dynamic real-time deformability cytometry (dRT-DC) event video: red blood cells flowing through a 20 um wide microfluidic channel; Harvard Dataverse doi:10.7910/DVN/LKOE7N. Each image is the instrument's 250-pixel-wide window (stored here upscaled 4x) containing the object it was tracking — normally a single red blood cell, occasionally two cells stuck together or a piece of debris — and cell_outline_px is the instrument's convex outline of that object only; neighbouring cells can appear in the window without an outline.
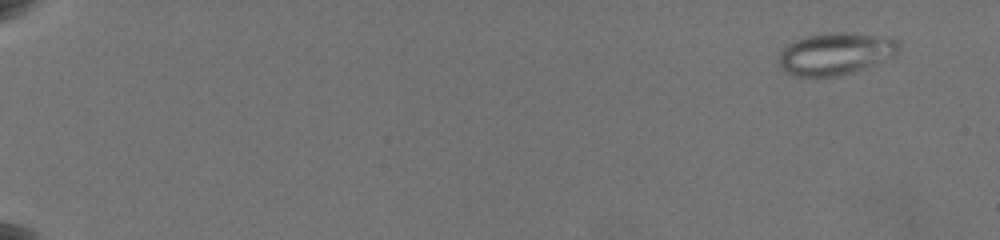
{"species": "common noctule bat (a hibernating species)", "species_latin": "Nyctalus noctula", "temperature_condition": "warm", "stored_images_in_passage": 50, "camera_frame_rate_fps": 3000, "um_per_image_px": 0.085, "animal": {"sex": "female", "body_mass_g": 19.5, "forearm_length_mm": 54.1}, "frame": {"image": 1, "passage_image": 1, "time_ms": 0.0, "image_size_px": [1000, 240], "cell_outline_px": [[900, 44], [892, 52], [848, 72], [836, 76], [800, 76], [788, 72], [780, 64], [780, 52], [792, 44], [808, 36], [840, 32], [896, 40]], "centroid_in_image_um": [70.86, 4.56], "position_along_channel_um": 14.1, "area_um2": 26.59}}
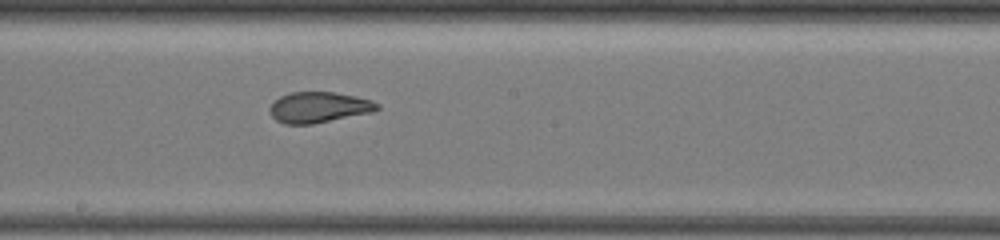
{"frame": {"image": 2, "passage_image": 35, "time_ms": 11.333, "image_size_px": [1000, 240], "cell_outline_px": [[380, 108], [368, 112], [312, 124], [284, 124], [276, 120], [272, 116], [268, 108], [280, 96], [292, 92], [332, 92], [356, 96], [372, 100], [380, 104]], "centroid_in_image_um": [27.07, 9.11], "position_along_channel_um": 221.1, "area_um2": 18.96}}
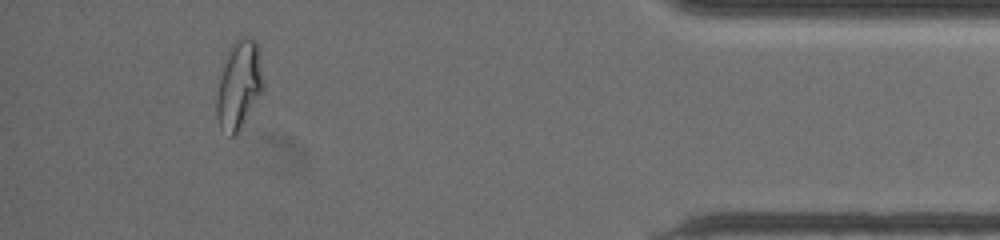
{"frame": {"image": 3, "passage_image": 48, "time_ms": 18.0, "image_size_px": [1000, 240], "cell_outline_px": [[264, 88], [236, 136], [228, 136], [220, 124], [216, 116], [216, 100], [220, 80], [232, 44], [240, 36], [252, 36], [256, 40], [264, 84]], "centroid_in_image_um": [20.34, 7.23], "position_along_channel_um": 414.9, "area_um2": 23.41}, "authors_computed_cell_mechanics": {"area_um2": 22.5709, "velocity_mm_per_s": 3.5623, "shape_relaxation_time_tau1_ms": null, "shape_relaxation_time_tau2_ms": 1.0156, "deformation_change_tau1": null, "deformation_change_tau2": 0.0833}}